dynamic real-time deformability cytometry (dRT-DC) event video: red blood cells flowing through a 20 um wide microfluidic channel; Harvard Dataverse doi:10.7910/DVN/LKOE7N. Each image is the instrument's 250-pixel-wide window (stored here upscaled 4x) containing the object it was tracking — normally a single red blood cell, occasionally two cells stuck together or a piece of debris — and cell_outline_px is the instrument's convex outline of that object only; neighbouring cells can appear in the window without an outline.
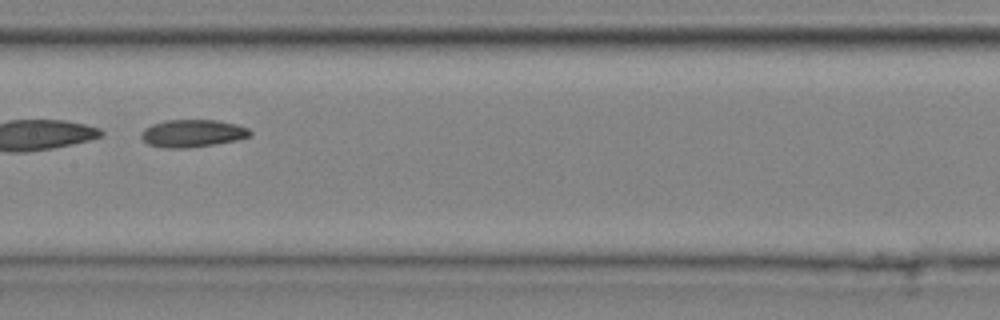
{"species": "common noctule bat (a hibernating species)", "species_latin": "Nyctalus noctula", "temperature_condition": "cold", "stored_images_in_passage": 31, "camera_frame_rate_fps": 3000, "um_per_image_px": 0.085, "animal": {"sex": "male", "body_mass_g": 20.4}, "frame": {"image": 1, "passage_image": 14, "time_ms": 4.333, "image_size_px": [1000, 320], "cell_outline_px": [[252, 136], [236, 140], [188, 148], [164, 148], [148, 144], [140, 136], [140, 132], [144, 128], [152, 124], [164, 120], [220, 120], [236, 124], [248, 128], [252, 132]], "centroid_in_image_um": [16.35, 11.32], "position_along_channel_um": 191.0, "area_um2": 17.57}, "authors_computed_cell_mechanics": {"area_um2": 17.5712, "velocity_mm_per_s": 4.0445, "shape_relaxation_time_tau1_ms": 4.1288, "shape_relaxation_time_tau2_ms": null, "deformation_change_tau1": 0.0834, "deformation_change_tau2": null}}